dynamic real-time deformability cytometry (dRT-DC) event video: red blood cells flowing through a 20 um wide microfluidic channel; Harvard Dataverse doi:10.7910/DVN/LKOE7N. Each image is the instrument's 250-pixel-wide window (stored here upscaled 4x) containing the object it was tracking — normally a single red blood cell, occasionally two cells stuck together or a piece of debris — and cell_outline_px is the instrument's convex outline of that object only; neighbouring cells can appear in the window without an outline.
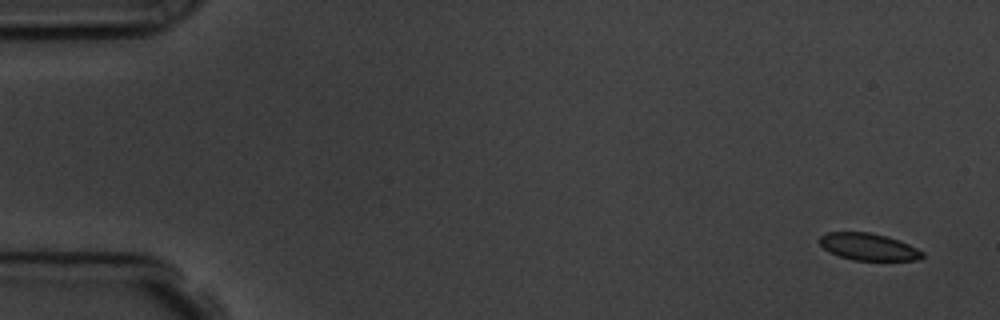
{"species": "common noctule bat (a hibernating species)", "species_latin": "Nyctalus noctula", "temperature_condition": "room temperature", "stored_images_in_passage": 4, "camera_frame_rate_fps": 3000, "um_per_image_px": 0.085, "animal": {"sex": "male", "body_mass_g": 19.5, "forearm_length_mm": 54.6}, "frame": {"image": 1, "passage_image": 1, "time_ms": 0.0, "image_size_px": [1000, 320], "cell_outline_px": [[924, 256], [920, 260], [852, 260], [828, 252], [816, 240], [820, 236], [828, 232], [872, 232], [888, 236], [900, 240], [924, 252]], "centroid_in_image_um": [73.81, 20.97], "position_along_channel_um": 11.2, "area_um2": 16.42}}
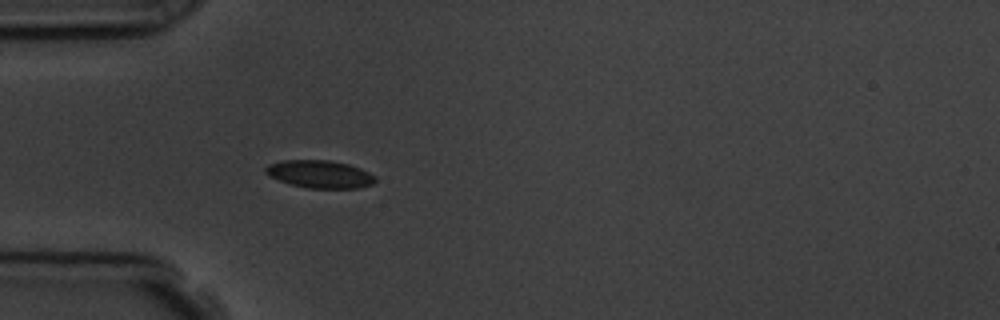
{"frame": {"image": 2, "passage_image": 4, "time_ms": 4.667, "image_size_px": [1000, 320], "cell_outline_px": [[376, 180], [372, 184], [356, 188], [308, 188], [292, 184], [268, 176], [264, 172], [264, 168], [268, 164], [284, 160], [328, 160], [348, 164], [360, 168], [376, 176]], "centroid_in_image_um": [27.17, 14.79], "position_along_channel_um": 57.8, "area_um2": 17.63}}